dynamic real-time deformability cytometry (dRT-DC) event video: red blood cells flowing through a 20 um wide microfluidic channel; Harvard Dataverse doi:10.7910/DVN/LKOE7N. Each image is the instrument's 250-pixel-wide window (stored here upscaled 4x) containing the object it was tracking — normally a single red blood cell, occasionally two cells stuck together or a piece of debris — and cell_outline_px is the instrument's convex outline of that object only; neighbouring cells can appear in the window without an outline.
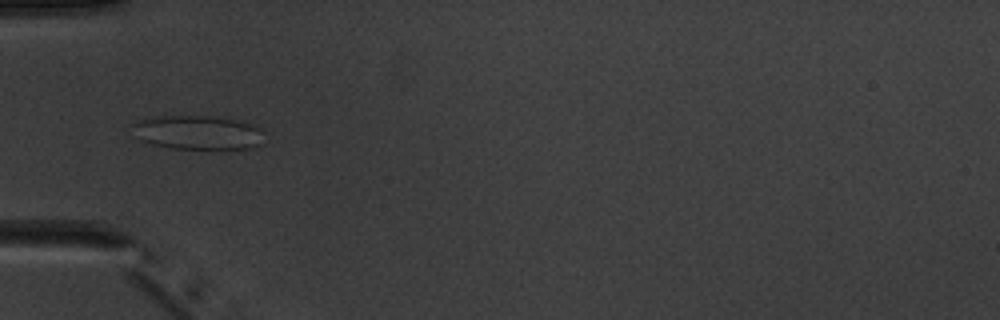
{"species": "common noctule bat (a hibernating species)", "species_latin": "Nyctalus noctula", "temperature_condition": "warm", "stored_images_in_passage": 5, "camera_frame_rate_fps": 3000, "um_per_image_px": 0.085, "animal": {"sex": "male", "body_mass_g": 20.1, "forearm_length_mm": 53.5}, "frame": {"image": 1, "passage_image": 5, "time_ms": 5.333, "image_size_px": [1000, 320], "cell_outline_px": [[264, 132], [260, 144], [252, 148], [172, 148], [152, 144], [140, 140], [128, 124], [140, 120], [160, 116], [216, 116], [244, 120], [264, 128]], "centroid_in_image_um": [16.85, 11.23], "position_along_channel_um": 68.1, "area_um2": 26.47}}